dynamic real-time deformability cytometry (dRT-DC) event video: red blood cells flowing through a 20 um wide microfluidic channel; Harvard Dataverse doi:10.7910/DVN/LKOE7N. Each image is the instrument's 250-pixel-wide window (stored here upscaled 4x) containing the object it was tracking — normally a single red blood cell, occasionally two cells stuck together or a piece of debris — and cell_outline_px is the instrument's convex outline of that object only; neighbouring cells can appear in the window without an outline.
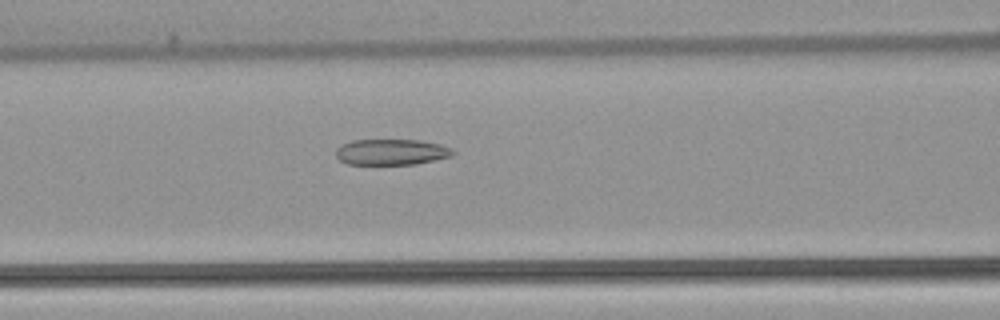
{"species": "common noctule bat (a hibernating species)", "species_latin": "Nyctalus noctula", "temperature_condition": "warm", "stored_images_in_passage": 49, "camera_frame_rate_fps": 3000, "um_per_image_px": 0.085, "animal": {"sex": "female", "body_mass_g": 22.7, "forearm_length_mm": 54.2}, "frame": {"image": 1, "passage_image": 19, "time_ms": 6.0, "image_size_px": [1000, 320], "cell_outline_px": [[456, 152], [452, 156], [416, 164], [348, 164], [340, 160], [336, 156], [336, 148], [340, 144], [352, 140], [420, 140], [440, 144], [452, 148]], "centroid_in_image_um": [33.27, 12.91], "position_along_channel_um": 133.3, "area_um2": 17.74}}
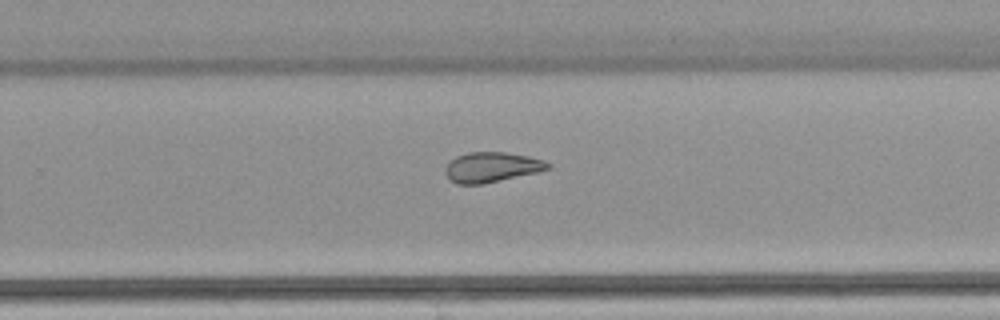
{"frame": {"image": 2, "passage_image": 31, "time_ms": 10.0, "image_size_px": [1000, 320], "cell_outline_px": [[552, 168], [536, 172], [484, 184], [456, 184], [444, 172], [444, 168], [456, 156], [468, 152], [508, 152], [528, 156], [544, 160], [552, 164]], "centroid_in_image_um": [41.81, 14.2], "position_along_channel_um": 288.0, "area_um2": 17.98}}
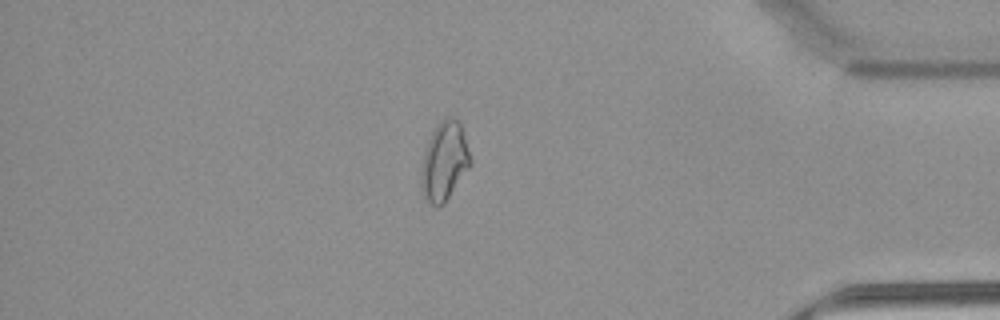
{"frame": {"image": 3, "passage_image": 42, "time_ms": 13.667, "image_size_px": [1000, 320], "cell_outline_px": [[472, 164], [444, 204], [436, 208], [424, 196], [420, 188], [420, 168], [424, 152], [428, 140], [432, 132], [440, 120], [444, 116], [452, 116], [460, 120]], "centroid_in_image_um": [37.75, 13.7], "position_along_channel_um": 397.4, "area_um2": 22.89}, "authors_computed_cell_mechanics": {"area_um2": 20.9814, "velocity_mm_per_s": 3.878, "shape_relaxation_time_tau1_ms": null, "shape_relaxation_time_tau2_ms": 2.6433, "deformation_change_tau1": null, "deformation_change_tau2": 0.0867}}